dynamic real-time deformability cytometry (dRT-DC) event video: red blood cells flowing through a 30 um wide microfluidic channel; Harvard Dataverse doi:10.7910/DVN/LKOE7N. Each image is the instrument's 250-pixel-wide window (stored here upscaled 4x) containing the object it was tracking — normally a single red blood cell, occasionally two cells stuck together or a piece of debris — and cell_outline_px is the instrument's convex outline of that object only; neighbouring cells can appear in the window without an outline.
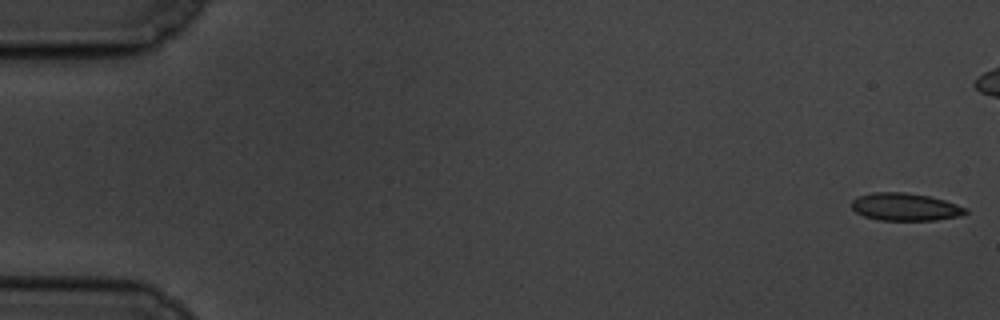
{"species": "common noctule bat (a hibernating species)", "species_latin": "Nyctalus noctula", "temperature_condition": "cold", "stored_images_in_passage": 59, "camera_frame_rate_fps": 3000, "um_per_image_px": 0.085, "animal": {"sex": "male", "body_mass_g": 19.5, "forearm_length_mm": 54.6}, "frame": {"image": 1, "passage_image": 1, "time_ms": 0.0, "image_size_px": [1000, 320], "cell_outline_px": [[968, 212], [960, 216], [936, 220], [880, 220], [864, 216], [856, 212], [852, 208], [852, 200], [860, 196], [872, 192], [904, 192], [928, 196], [944, 200], [968, 208]], "centroid_in_image_um": [76.96, 17.59], "position_along_channel_um": 8.0, "area_um2": 18.26}}
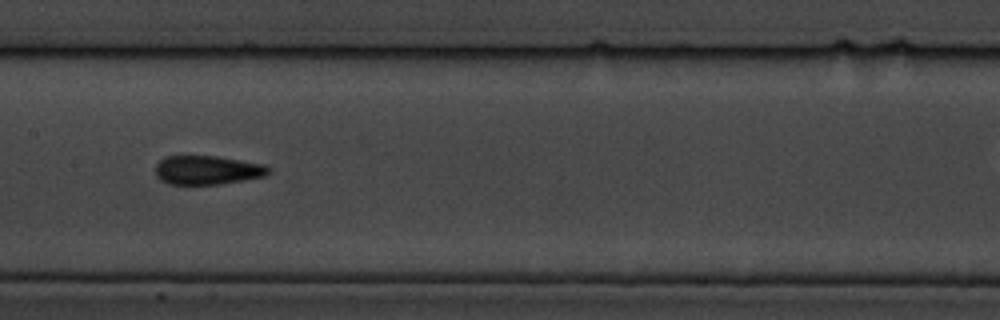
{"frame": {"image": 2, "passage_image": 29, "time_ms": 9.333, "image_size_px": [1000, 320], "cell_outline_px": [[272, 172], [264, 176], [244, 180], [220, 184], [168, 184], [160, 180], [156, 176], [156, 164], [164, 156], [216, 156], [264, 164], [272, 168]], "centroid_in_image_um": [17.64, 14.46], "position_along_channel_um": 189.8, "area_um2": 19.19}}
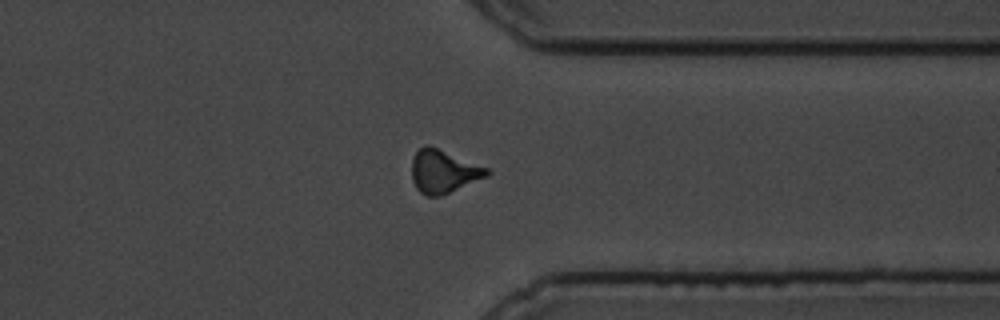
{"frame": {"image": 3, "passage_image": 45, "time_ms": 14.667, "image_size_px": [1000, 320], "cell_outline_px": [[492, 172], [488, 176], [440, 196], [428, 196], [420, 192], [416, 188], [412, 180], [412, 156], [424, 144], [428, 144], [488, 168]], "centroid_in_image_um": [37.68, 14.56], "position_along_channel_um": 373.7, "area_um2": 18.84}, "authors_computed_cell_mechanics": {"area_um2": 18.4382, "velocity_mm_per_s": 3.4846, "shape_relaxation_time_tau1_ms": 3.5024, "shape_relaxation_time_tau2_ms": 1.4535, "deformation_change_tau1": 0.1255, "deformation_change_tau2": 0.0812}}